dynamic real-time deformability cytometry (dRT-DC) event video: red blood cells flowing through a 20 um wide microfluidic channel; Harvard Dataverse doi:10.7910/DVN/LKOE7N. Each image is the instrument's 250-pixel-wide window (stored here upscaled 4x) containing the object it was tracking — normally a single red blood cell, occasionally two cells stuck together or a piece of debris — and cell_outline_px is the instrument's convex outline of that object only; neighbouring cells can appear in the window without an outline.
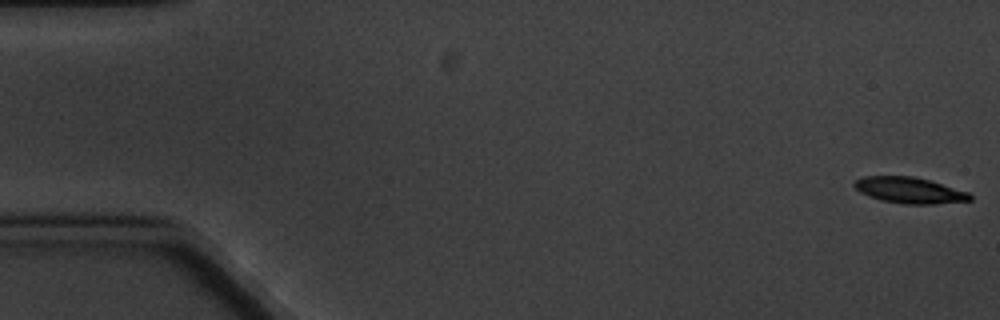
{"species": "common noctule bat (a hibernating species)", "species_latin": "Nyctalus noctula", "temperature_condition": "cold", "stored_images_in_passage": 6, "camera_frame_rate_fps": 3000, "um_per_image_px": 0.085, "animal": {"sex": "male", "body_mass_g": 20.1, "forearm_length_mm": 53.5}, "frame": {"image": 1, "passage_image": 1, "time_ms": 0.0, "image_size_px": [1000, 320], "cell_outline_px": [[972, 200], [932, 204], [904, 204], [880, 200], [868, 196], [860, 192], [852, 184], [856, 180], [864, 176], [916, 176], [968, 192], [972, 196]], "centroid_in_image_um": [77.28, 16.17], "position_along_channel_um": 7.7, "area_um2": 17.51}}
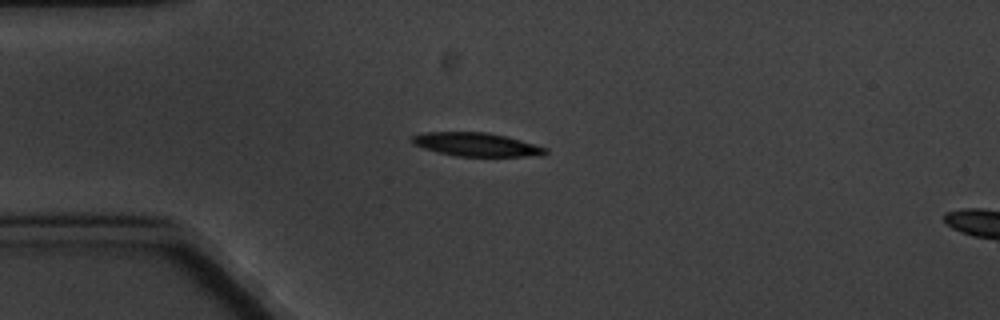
{"frame": {"image": 2, "passage_image": 5, "time_ms": 4.667, "image_size_px": [1000, 320], "cell_outline_px": [[548, 152], [540, 156], [456, 156], [424, 148], [412, 144], [412, 136], [424, 132], [488, 132], [508, 136], [548, 148]], "centroid_in_image_um": [40.54, 12.28], "position_along_channel_um": 44.5, "area_um2": 18.32}}